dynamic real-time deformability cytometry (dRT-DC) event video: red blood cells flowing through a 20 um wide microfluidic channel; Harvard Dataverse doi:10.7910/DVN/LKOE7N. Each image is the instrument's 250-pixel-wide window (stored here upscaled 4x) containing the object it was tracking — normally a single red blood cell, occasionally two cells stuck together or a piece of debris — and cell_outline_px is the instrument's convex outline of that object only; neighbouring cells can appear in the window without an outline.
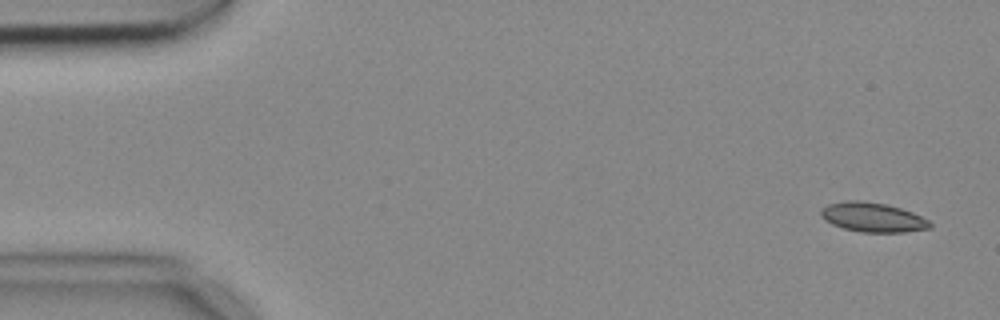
{"species": "common noctule bat (a hibernating species)", "species_latin": "Nyctalus noctula", "temperature_condition": "cold", "stored_images_in_passage": 5, "segment_of_instrument_passage": [2, 2], "camera_frame_rate_fps": 3000, "um_per_image_px": 0.085, "animal": {"sex": "female", "body_mass_g": 18.4}, "frame": {"image": 1, "passage_image": 5, "time_ms": 1.333, "image_size_px": [1000, 320], "cell_outline_px": [[932, 228], [904, 232], [860, 232], [844, 228], [832, 224], [824, 220], [820, 216], [820, 208], [828, 204], [848, 200], [860, 200], [888, 204], [912, 212], [928, 220], [932, 224]], "centroid_in_image_um": [74.16, 18.46], "position_along_channel_um": 10.8, "area_um2": 18.84}}